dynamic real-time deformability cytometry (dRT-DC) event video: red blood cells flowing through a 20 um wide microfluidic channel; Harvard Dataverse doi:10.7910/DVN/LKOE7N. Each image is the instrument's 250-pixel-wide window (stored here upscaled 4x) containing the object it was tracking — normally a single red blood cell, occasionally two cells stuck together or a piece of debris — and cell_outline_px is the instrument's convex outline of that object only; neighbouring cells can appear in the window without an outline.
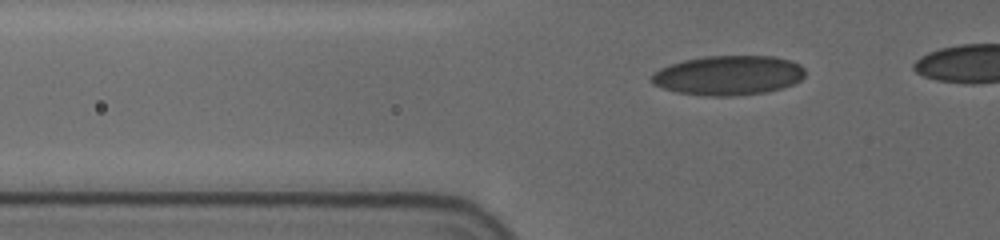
{"species": "human", "species_latin": "Homo sapiens", "temperature_condition": "cold", "stored_images_in_passage": 35, "camera_frame_rate_fps": 3000, "um_per_image_px": 0.085, "donor": {"sex": "female"}, "frame": {"image": 1, "passage_image": 4, "time_ms": 1.0, "image_size_px": [1000, 240], "cell_outline_px": [[804, 76], [800, 80], [792, 84], [768, 92], [736, 96], [704, 96], [676, 92], [652, 84], [652, 76], [660, 68], [684, 60], [704, 56], [772, 56], [788, 60], [800, 64], [804, 68]], "centroid_in_image_um": [61.92, 6.41], "position_along_channel_um": 63.9, "area_um2": 35.32}}
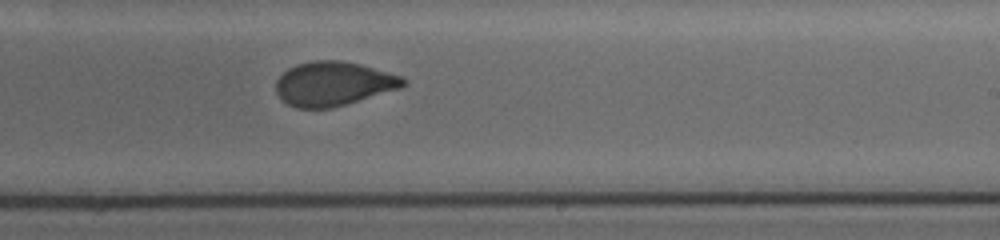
{"frame": {"image": 2, "passage_image": 21, "time_ms": 6.667, "image_size_px": [1000, 240], "cell_outline_px": [[408, 84], [400, 88], [332, 108], [296, 108], [288, 104], [276, 92], [276, 80], [288, 68], [296, 64], [312, 60], [340, 60], [360, 64], [404, 76], [408, 80]], "centroid_in_image_um": [28.37, 7.1], "position_along_channel_um": 260.6, "area_um2": 32.83}}
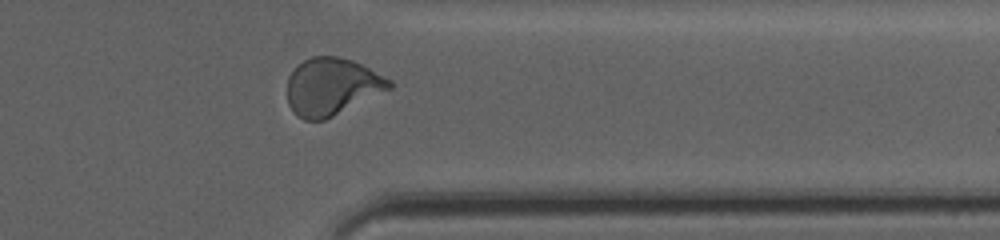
{"frame": {"image": 3, "passage_image": 31, "time_ms": 10.0, "image_size_px": [1000, 240], "cell_outline_px": [[392, 88], [324, 120], [304, 120], [296, 116], [288, 104], [288, 76], [296, 64], [312, 56], [336, 56], [352, 60], [392, 80]], "centroid_in_image_um": [28.17, 7.36], "position_along_channel_um": 383.2, "area_um2": 33.99}}